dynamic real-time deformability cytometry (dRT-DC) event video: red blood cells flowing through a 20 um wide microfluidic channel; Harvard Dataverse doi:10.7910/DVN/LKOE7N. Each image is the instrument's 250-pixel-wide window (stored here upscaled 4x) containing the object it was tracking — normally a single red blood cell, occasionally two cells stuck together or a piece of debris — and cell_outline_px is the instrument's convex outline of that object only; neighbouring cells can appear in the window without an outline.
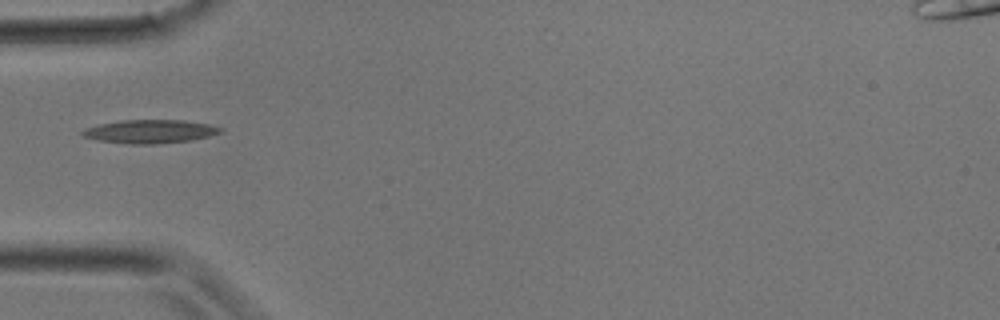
{"species": "common noctule bat (a hibernating species)", "species_latin": "Nyctalus noctula", "temperature_condition": "room temperature", "stored_images_in_passage": 1, "camera_frame_rate_fps": 3000, "um_per_image_px": 0.085, "animal": {"sex": "male", "body_mass_g": 17.9}, "frame": {"image": 1, "passage_image": 1, "time_ms": 0.0, "image_size_px": [1000, 320], "cell_outline_px": [[224, 128], [220, 132], [208, 136], [188, 140], [152, 144], [132, 144], [96, 140], [84, 136], [80, 132], [84, 128], [100, 124], [120, 120], [184, 120], [208, 124]], "centroid_in_image_um": [12.71, 11.16], "position_along_channel_um": 72.3, "area_um2": 18.67}}